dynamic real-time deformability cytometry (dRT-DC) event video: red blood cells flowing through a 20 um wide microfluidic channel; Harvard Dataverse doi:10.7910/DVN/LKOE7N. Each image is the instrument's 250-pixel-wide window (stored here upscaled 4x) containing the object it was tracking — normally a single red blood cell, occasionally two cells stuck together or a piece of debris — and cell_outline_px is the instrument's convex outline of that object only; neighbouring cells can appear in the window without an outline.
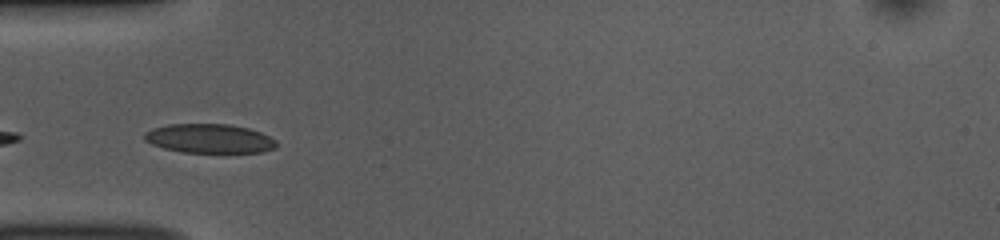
{"species": "common noctule bat (a hibernating species)", "species_latin": "Nyctalus noctula", "temperature_condition": "room temperature", "stored_images_in_passage": 45, "camera_frame_rate_fps": 3000, "um_per_image_px": 0.085, "animal": {"sex": "female", "body_mass_g": 10.0, "forearm_length_mm": 53.1}, "frame": {"image": 1, "passage_image": 10, "time_ms": 3.0, "image_size_px": [1000, 240], "cell_outline_px": [[276, 148], [264, 152], [184, 152], [164, 148], [152, 144], [144, 140], [144, 132], [152, 128], [168, 124], [232, 124], [248, 128], [260, 132], [276, 140]], "centroid_in_image_um": [17.79, 11.77], "position_along_channel_um": 67.2, "area_um2": 22.43}, "authors_computed_cell_mechanics": {"area_um2": 20.6924, "velocity_mm_per_s": 3.7893, "shape_relaxation_time_tau1_ms": 10.8978, "shape_relaxation_time_tau2_ms": 10.0012, "deformation_change_tau1": 0.1643, "deformation_change_tau2": 0.1668}}